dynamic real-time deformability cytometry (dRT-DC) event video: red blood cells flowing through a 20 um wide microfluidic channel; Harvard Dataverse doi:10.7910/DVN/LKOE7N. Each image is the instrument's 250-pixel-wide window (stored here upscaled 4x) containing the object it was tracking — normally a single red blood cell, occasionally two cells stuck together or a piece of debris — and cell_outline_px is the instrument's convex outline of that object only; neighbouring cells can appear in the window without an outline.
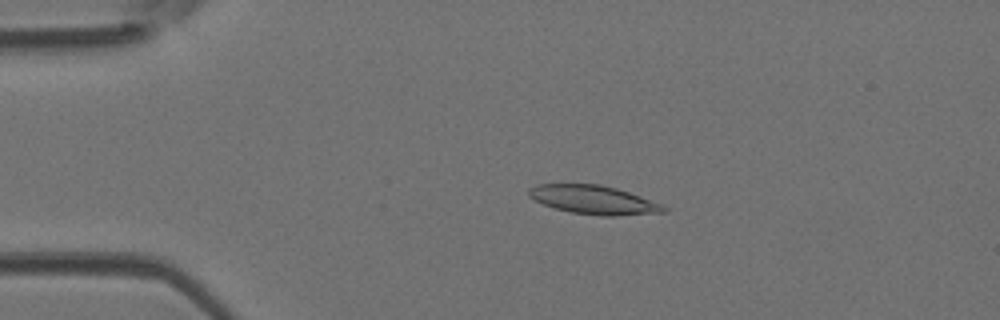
{"species": "Egyptian fruit bat (a non-hibernating species)", "species_latin": "Rousettus aegyptiacus", "temperature_condition": "room temperature", "stored_images_in_passage": 48, "camera_frame_rate_fps": 3000, "um_per_image_px": 0.085, "animal": {"sex": "female"}, "frame": {"image": 1, "passage_image": 10, "time_ms": 3.0, "image_size_px": [1000, 320], "cell_outline_px": [[668, 212], [616, 216], [604, 216], [572, 212], [556, 208], [544, 204], [528, 196], [528, 188], [536, 184], [600, 184], [616, 188], [664, 204], [668, 208]], "centroid_in_image_um": [50.51, 16.98], "position_along_channel_um": 34.5, "area_um2": 22.6}}
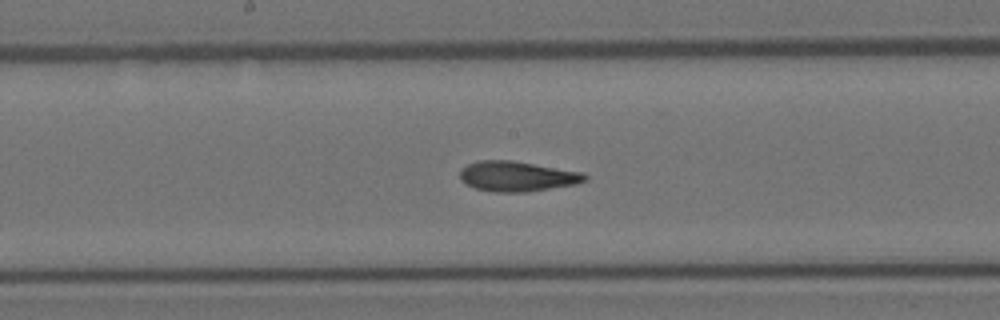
{"frame": {"image": 2, "passage_image": 25, "time_ms": 8.0, "image_size_px": [1000, 320], "cell_outline_px": [[588, 180], [576, 184], [524, 192], [492, 192], [476, 188], [460, 180], [460, 168], [468, 164], [480, 160], [512, 160], [584, 172], [588, 176]], "centroid_in_image_um": [43.97, 14.98], "position_along_channel_um": 204.2, "area_um2": 22.02}}
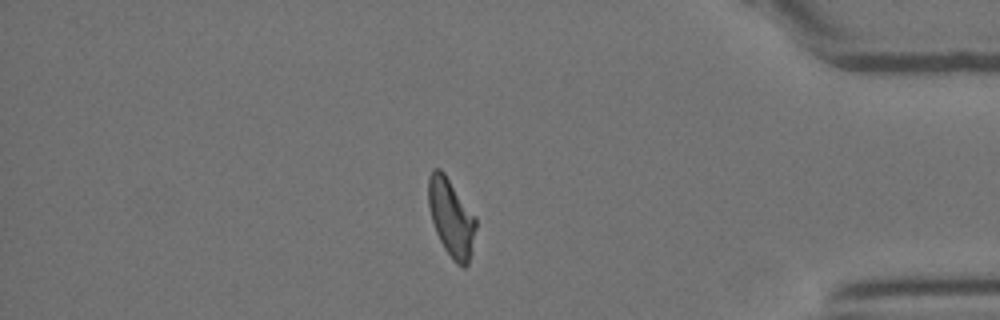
{"frame": {"image": 3, "passage_image": 41, "time_ms": 13.333, "image_size_px": [1000, 320], "cell_outline_px": [[476, 228], [468, 264], [464, 268], [456, 264], [452, 260], [444, 248], [436, 232], [432, 220], [428, 204], [428, 176], [432, 168], [440, 168], [444, 172], [476, 216]], "centroid_in_image_um": [38.34, 18.48], "position_along_channel_um": 396.9, "area_um2": 21.62}, "authors_computed_cell_mechanics": {"area_um2": 21.9351, "velocity_mm_per_s": 4.2099, "shape_relaxation_time_tau1_ms": 8.063, "shape_relaxation_time_tau2_ms": 1.8937, "deformation_change_tau1": 0.2342, "deformation_change_tau2": 0.1037}}